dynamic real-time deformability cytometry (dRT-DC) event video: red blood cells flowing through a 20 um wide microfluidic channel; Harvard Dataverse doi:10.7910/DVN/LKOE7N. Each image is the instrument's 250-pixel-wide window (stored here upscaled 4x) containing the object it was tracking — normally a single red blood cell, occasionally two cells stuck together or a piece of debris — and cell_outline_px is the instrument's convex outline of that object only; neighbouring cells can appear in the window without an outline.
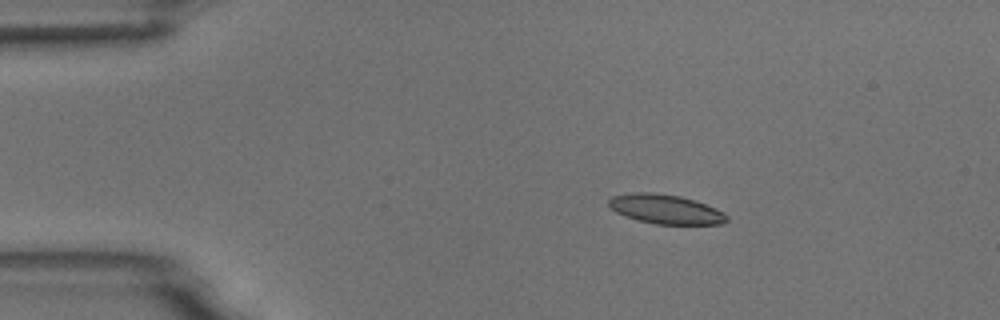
{"species": "common noctule bat (a hibernating species)", "species_latin": "Nyctalus noctula", "temperature_condition": "room temperature", "stored_images_in_passage": 4, "camera_frame_rate_fps": 3000, "um_per_image_px": 0.085, "animal": {"sex": "male", "body_mass_g": 18.8}, "frame": {"image": 1, "passage_image": 3, "time_ms": 0.667, "image_size_px": [1000, 320], "cell_outline_px": [[728, 220], [724, 224], [656, 224], [636, 220], [624, 216], [616, 212], [608, 204], [608, 200], [612, 196], [632, 192], [652, 192], [680, 196], [716, 208], [724, 212], [728, 216]], "centroid_in_image_um": [56.56, 17.78], "position_along_channel_um": 28.4, "area_um2": 20.23}}